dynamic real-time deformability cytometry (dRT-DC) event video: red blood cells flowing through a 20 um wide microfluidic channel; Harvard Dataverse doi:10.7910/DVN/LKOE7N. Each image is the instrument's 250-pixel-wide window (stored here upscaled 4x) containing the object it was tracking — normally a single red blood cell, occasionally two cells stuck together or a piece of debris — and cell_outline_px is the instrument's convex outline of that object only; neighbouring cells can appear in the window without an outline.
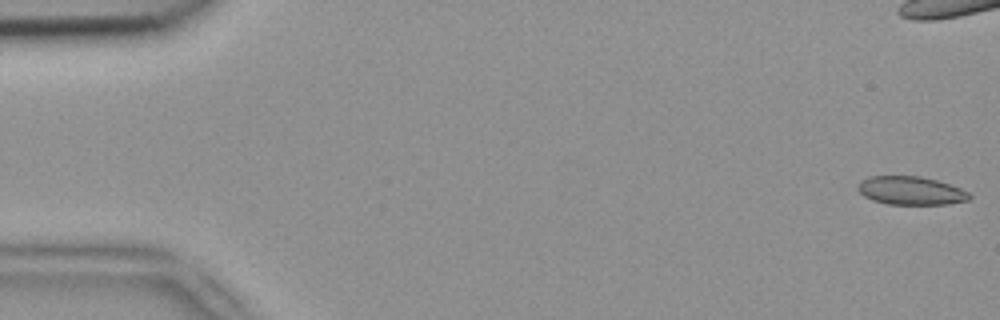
{"species": "common noctule bat (a hibernating species)", "species_latin": "Nyctalus noctula", "temperature_condition": "room temperature", "stored_images_in_passage": 6, "camera_frame_rate_fps": 3000, "um_per_image_px": 0.085, "animal": {"sex": "female", "body_mass_g": 18.4}, "frame": {"image": 1, "passage_image": 1, "time_ms": 0.0, "image_size_px": [1000, 320], "cell_outline_px": [[972, 196], [968, 200], [948, 204], [888, 204], [872, 200], [864, 196], [856, 188], [860, 180], [868, 176], [920, 176], [936, 180], [960, 188], [968, 192]], "centroid_in_image_um": [77.39, 16.2], "position_along_channel_um": 7.6, "area_um2": 18.44}}